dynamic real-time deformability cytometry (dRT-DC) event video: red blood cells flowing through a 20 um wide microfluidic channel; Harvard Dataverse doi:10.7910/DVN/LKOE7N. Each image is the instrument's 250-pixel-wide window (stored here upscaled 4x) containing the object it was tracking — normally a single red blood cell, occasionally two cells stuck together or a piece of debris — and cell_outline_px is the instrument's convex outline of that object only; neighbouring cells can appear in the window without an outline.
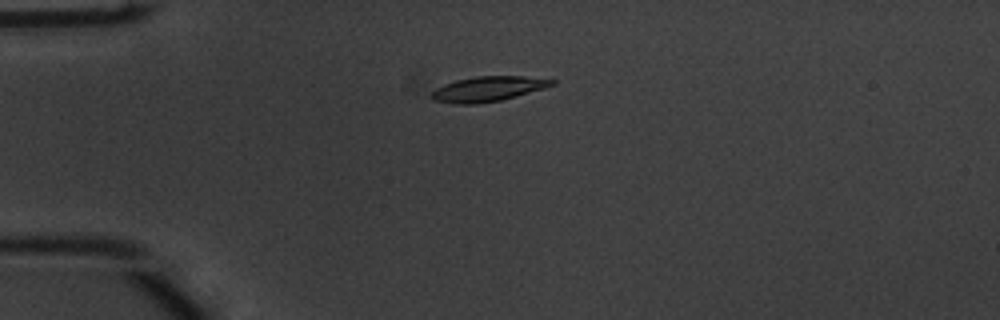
{"species": "common noctule bat (a hibernating species)", "species_latin": "Nyctalus noctula", "temperature_condition": "warm", "stored_images_in_passage": 33, "camera_frame_rate_fps": 3000, "um_per_image_px": 0.085, "animal": {"sex": "male", "body_mass_g": 20.1, "forearm_length_mm": 53.5}, "frame": {"image": 1, "passage_image": 1, "time_ms": 0.0, "image_size_px": [1000, 320], "cell_outline_px": [[556, 84], [544, 88], [500, 100], [476, 104], [452, 104], [432, 100], [428, 96], [436, 88], [444, 84], [456, 80], [476, 76], [520, 76], [556, 80]], "centroid_in_image_um": [41.41, 7.56], "position_along_channel_um": 43.6, "area_um2": 17.51}}
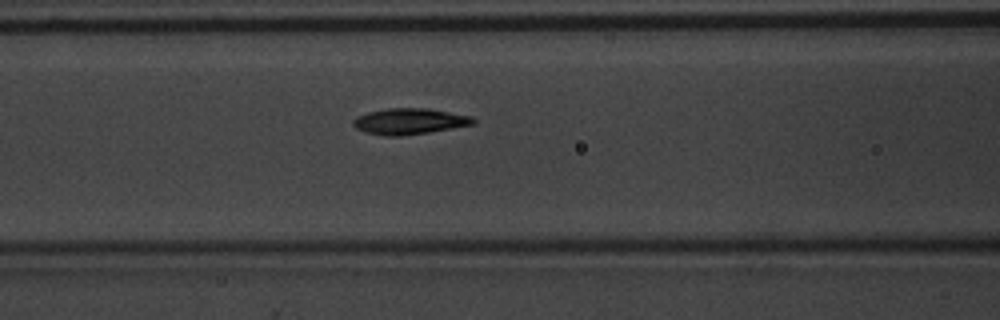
{"frame": {"image": 2, "passage_image": 10, "time_ms": 3.0, "image_size_px": [1000, 320], "cell_outline_px": [[476, 124], [428, 132], [400, 136], [388, 136], [364, 132], [356, 128], [352, 124], [352, 120], [356, 116], [368, 112], [388, 108], [428, 108], [472, 116], [476, 120]], "centroid_in_image_um": [34.8, 10.31], "position_along_channel_um": 131.8, "area_um2": 18.26}}
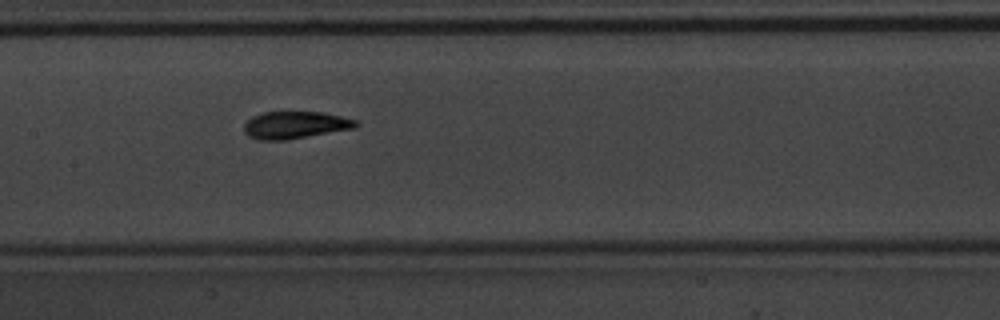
{"frame": {"image": 3, "passage_image": 14, "time_ms": 4.333, "image_size_px": [1000, 320], "cell_outline_px": [[360, 124], [356, 128], [288, 140], [256, 140], [248, 136], [244, 132], [244, 124], [252, 116], [264, 112], [324, 112], [356, 120]], "centroid_in_image_um": [25.09, 10.63], "position_along_channel_um": 182.3, "area_um2": 17.98}, "authors_computed_cell_mechanics": {"area_um2": 17.5712, "velocity_mm_per_s": 3.7865, "shape_relaxation_time_tau1_ms": 2.786, "shape_relaxation_time_tau2_ms": 1.8191, "deformation_change_tau1": 0.1621, "deformation_change_tau2": 0.0764}}